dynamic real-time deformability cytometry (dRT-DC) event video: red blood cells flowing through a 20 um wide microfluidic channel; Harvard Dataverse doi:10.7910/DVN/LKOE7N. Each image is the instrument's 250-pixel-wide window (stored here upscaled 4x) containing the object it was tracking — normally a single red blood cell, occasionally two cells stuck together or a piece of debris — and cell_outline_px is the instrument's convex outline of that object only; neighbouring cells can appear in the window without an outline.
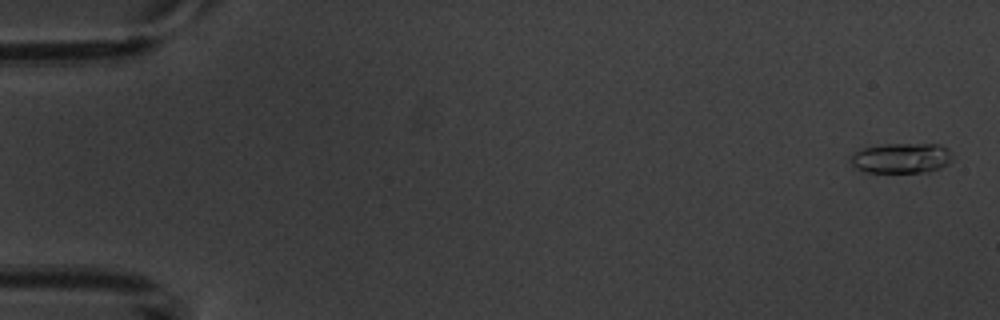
{"species": "common noctule bat (a hibernating species)", "species_latin": "Nyctalus noctula", "temperature_condition": "warm", "stored_images_in_passage": 5, "camera_frame_rate_fps": 3000, "um_per_image_px": 0.085, "animal": {"sex": "male", "body_mass_g": 20.1, "forearm_length_mm": 53.5}, "frame": {"image": 1, "passage_image": 5, "time_ms": 8.0, "image_size_px": [1000, 320], "cell_outline_px": [[952, 160], [948, 164], [940, 168], [928, 172], [868, 172], [856, 168], [852, 164], [852, 152], [864, 148], [884, 144], [940, 144], [948, 148], [952, 152]], "centroid_in_image_um": [76.67, 13.43], "position_along_channel_um": 8.3, "area_um2": 17.98}}